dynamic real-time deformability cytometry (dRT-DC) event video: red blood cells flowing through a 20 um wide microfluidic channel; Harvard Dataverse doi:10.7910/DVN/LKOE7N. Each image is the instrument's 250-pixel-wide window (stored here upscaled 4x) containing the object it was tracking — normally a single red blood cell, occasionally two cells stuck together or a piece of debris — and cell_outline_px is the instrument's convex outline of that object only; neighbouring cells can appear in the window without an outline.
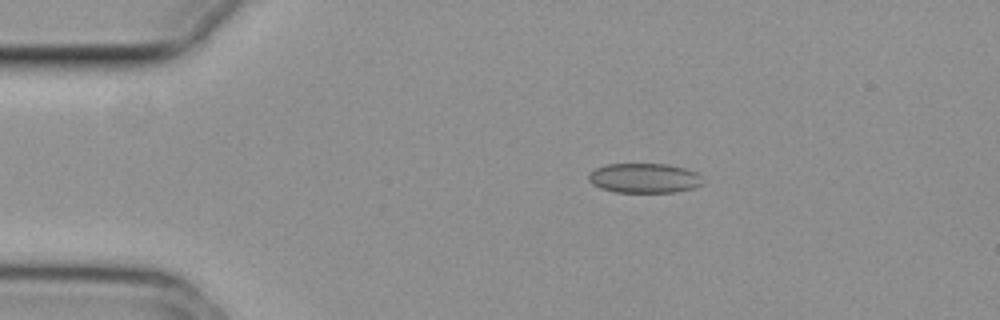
{"species": "common noctule bat (a hibernating species)", "species_latin": "Nyctalus noctula", "temperature_condition": "cold", "stored_images_in_passage": 8, "camera_frame_rate_fps": 3000, "um_per_image_px": 0.085, "animal": {"sex": "female", "body_mass_g": 29.2, "forearm_length_mm": 56.3}, "frame": {"image": 1, "passage_image": 1, "time_ms": 0.0, "image_size_px": [1000, 320], "cell_outline_px": [[704, 184], [692, 188], [676, 192], [616, 192], [600, 188], [592, 184], [588, 180], [588, 172], [604, 164], [668, 164], [684, 168], [696, 172], [700, 176]], "centroid_in_image_um": [54.73, 15.14], "position_along_channel_um": 30.3, "area_um2": 19.88}}
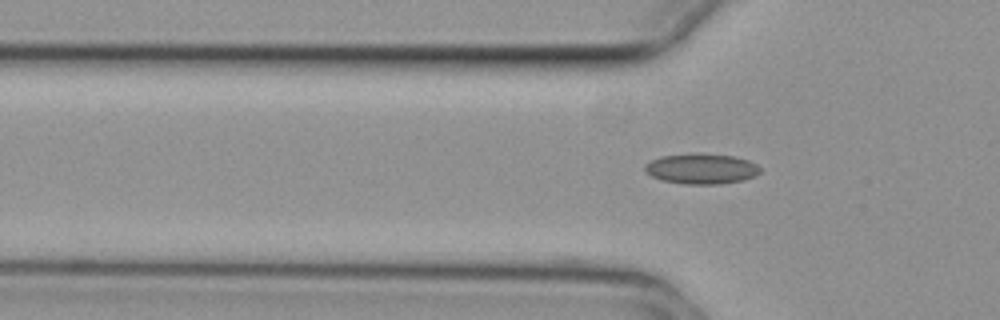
{"frame": {"image": 2, "passage_image": 8, "time_ms": 2.333, "image_size_px": [1000, 320], "cell_outline_px": [[760, 172], [756, 176], [744, 180], [720, 184], [684, 184], [664, 180], [652, 176], [644, 168], [644, 164], [660, 156], [700, 152], [732, 156], [748, 160], [756, 164], [760, 168]], "centroid_in_image_um": [59.64, 14.33], "position_along_channel_um": 66.2, "area_um2": 20.52}}